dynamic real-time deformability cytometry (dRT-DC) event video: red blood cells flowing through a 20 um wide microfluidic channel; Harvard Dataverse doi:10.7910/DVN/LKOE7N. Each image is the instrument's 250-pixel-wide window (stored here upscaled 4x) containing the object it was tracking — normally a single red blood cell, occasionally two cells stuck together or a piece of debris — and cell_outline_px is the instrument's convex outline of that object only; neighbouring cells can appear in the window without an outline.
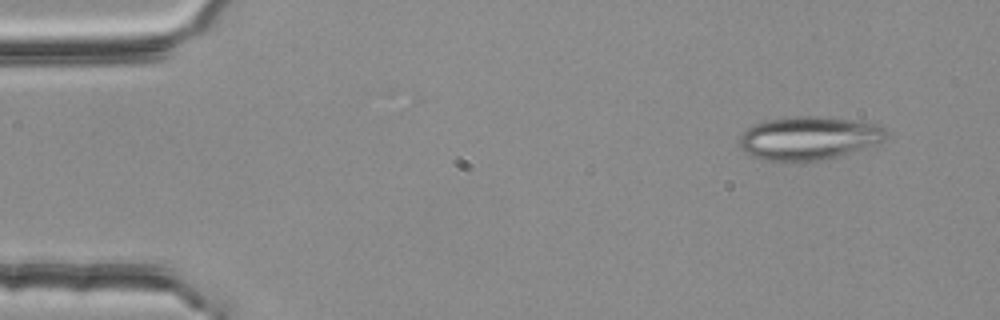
{"species": "common noctule bat (a hibernating species)", "species_latin": "Nyctalus noctula", "temperature_condition": "room temperature", "stored_images_in_passage": 5, "camera_frame_rate_fps": 3000, "um_per_image_px": 0.085, "animal": {"sex": "female", "body_mass_g": 25.1}, "frame": {"image": 1, "passage_image": 2, "time_ms": 0.333, "image_size_px": [1000, 320], "cell_outline_px": [[888, 136], [884, 140], [876, 144], [836, 156], [820, 160], [764, 160], [752, 156], [740, 148], [740, 136], [748, 128], [756, 124], [768, 120], [796, 116], [820, 116], [876, 124], [884, 128], [888, 132]], "centroid_in_image_um": [68.75, 11.73], "position_along_channel_um": 16.2, "area_um2": 36.36}}